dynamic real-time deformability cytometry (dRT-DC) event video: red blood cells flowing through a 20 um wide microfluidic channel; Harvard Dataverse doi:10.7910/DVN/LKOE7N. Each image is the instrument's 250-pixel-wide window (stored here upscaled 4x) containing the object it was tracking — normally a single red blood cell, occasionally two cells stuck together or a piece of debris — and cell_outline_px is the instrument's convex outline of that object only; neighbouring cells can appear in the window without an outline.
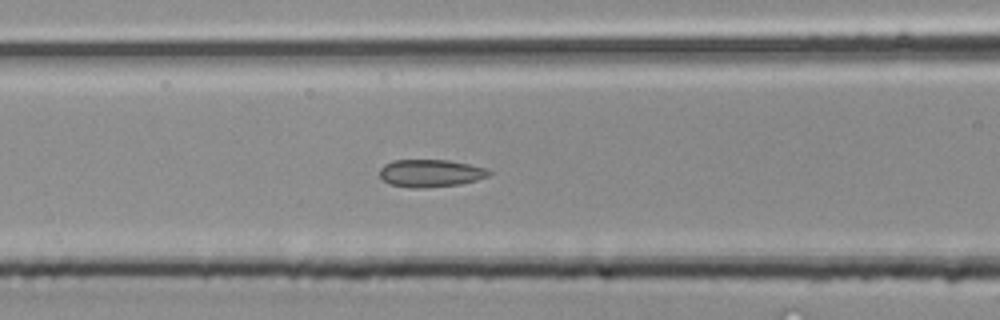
{"species": "common noctule bat (a hibernating species)", "species_latin": "Nyctalus noctula", "temperature_condition": "room temperature", "stored_images_in_passage": 40, "segment_of_instrument_passage": [2, 2], "camera_frame_rate_fps": 3000, "um_per_image_px": 0.085, "animal": {"sex": "male", "body_mass_g": 20.4}, "frame": {"image": 1, "passage_image": 17, "time_ms": 5.333, "image_size_px": [1000, 320], "cell_outline_px": [[492, 172], [488, 176], [476, 180], [460, 184], [424, 188], [408, 188], [392, 184], [384, 180], [380, 176], [380, 168], [384, 164], [392, 160], [448, 160], [488, 168]], "centroid_in_image_um": [36.6, 14.72], "position_along_channel_um": 130.0, "area_um2": 17.57}}
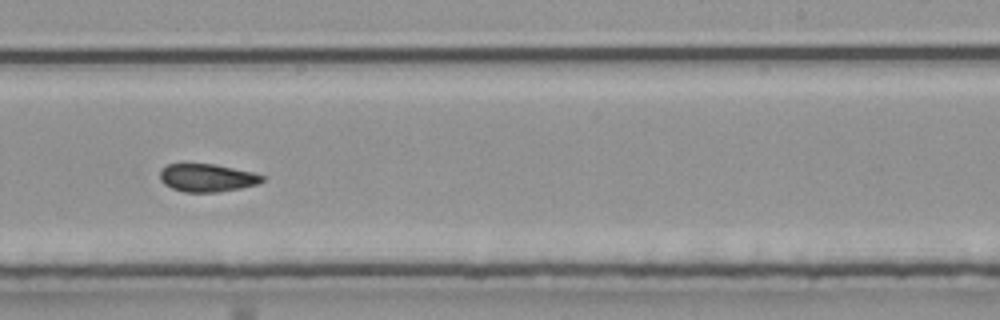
{"frame": {"image": 2, "passage_image": 25, "time_ms": 8.0, "image_size_px": [1000, 320], "cell_outline_px": [[264, 180], [256, 184], [240, 188], [216, 192], [184, 192], [172, 188], [164, 184], [160, 180], [160, 168], [168, 164], [216, 164], [252, 172], [264, 176]], "centroid_in_image_um": [17.57, 15.11], "position_along_channel_um": 271.4, "area_um2": 16.59}}
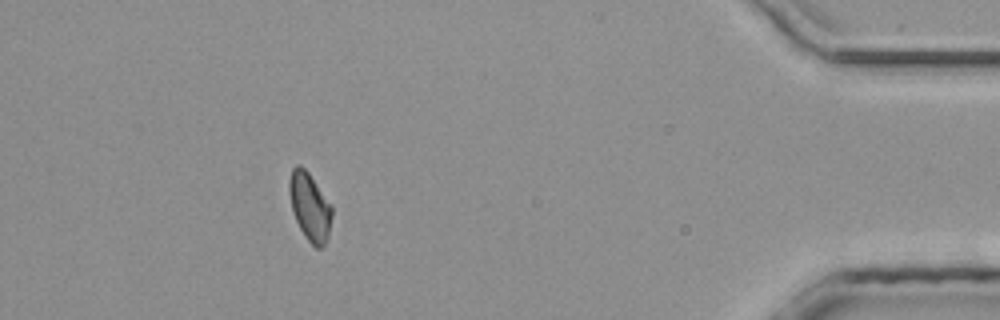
{"frame": {"image": 3, "passage_image": 36, "time_ms": 11.667, "image_size_px": [1000, 320], "cell_outline_px": [[332, 216], [328, 236], [324, 244], [320, 248], [316, 248], [304, 236], [292, 212], [288, 188], [288, 180], [292, 168], [296, 164], [300, 164], [308, 172], [332, 208]], "centroid_in_image_um": [26.29, 17.55], "position_along_channel_um": 408.9, "area_um2": 16.7}}